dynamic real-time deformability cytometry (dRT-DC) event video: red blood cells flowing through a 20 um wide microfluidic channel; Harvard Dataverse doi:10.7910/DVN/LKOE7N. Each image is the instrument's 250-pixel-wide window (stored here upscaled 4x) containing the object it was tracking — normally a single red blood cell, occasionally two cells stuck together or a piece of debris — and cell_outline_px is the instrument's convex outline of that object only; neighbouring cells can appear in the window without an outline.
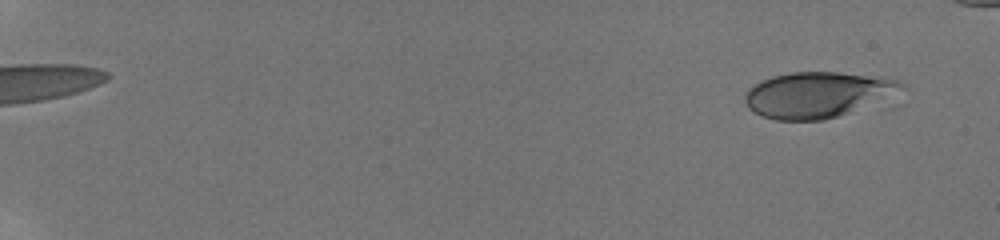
{"species": "human", "species_latin": "Homo sapiens", "temperature_condition": "room temperature", "stored_images_in_passage": 69, "camera_frame_rate_fps": 3000, "um_per_image_px": 0.085, "donor": {"sex": "male"}, "frame": {"image": 1, "passage_image": 8, "time_ms": 1.333, "image_size_px": [1000, 240], "cell_outline_px": [[908, 88], [836, 116], [820, 120], [776, 120], [760, 116], [752, 112], [748, 108], [744, 100], [744, 96], [748, 88], [760, 80], [772, 76], [792, 72], [836, 72], [896, 80], [904, 84]], "centroid_in_image_um": [69.34, 8.04], "position_along_channel_um": 15.7, "area_um2": 40.81}}
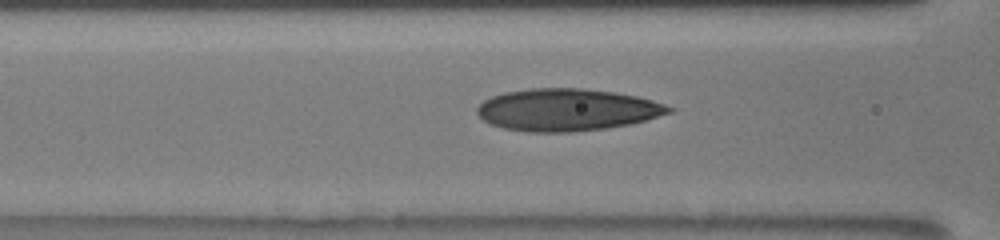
{"frame": {"image": 2, "passage_image": 40, "time_ms": 9.333, "image_size_px": [1000, 240], "cell_outline_px": [[676, 108], [672, 112], [632, 124], [608, 128], [568, 132], [528, 132], [504, 128], [492, 124], [484, 120], [476, 112], [476, 108], [484, 100], [492, 96], [504, 92], [528, 88], [580, 88], [612, 92], [636, 96], [652, 100]], "centroid_in_image_um": [48.2, 9.33], "position_along_channel_um": 118.4, "area_um2": 47.11}}
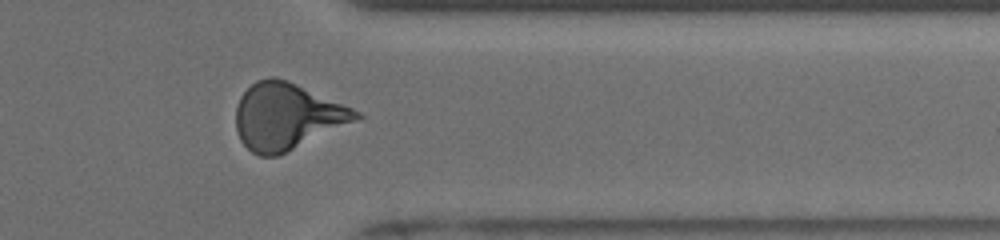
{"frame": {"image": 3, "passage_image": 61, "time_ms": 16.333, "image_size_px": [1000, 240], "cell_outline_px": [[364, 116], [356, 120], [276, 156], [260, 156], [252, 152], [240, 140], [236, 132], [236, 108], [240, 96], [256, 80], [268, 76], [276, 76], [288, 80], [352, 108], [360, 112]], "centroid_in_image_um": [24.33, 9.86], "position_along_channel_um": 387.1, "area_um2": 45.95}, "authors_computed_cell_mechanics": {"area_um2": 42.9454, "velocity_mm_per_s": 3.861, "shape_relaxation_time_tau1_ms": 5.403, "shape_relaxation_time_tau2_ms": 1.5607, "deformation_change_tau1": 0.1884, "deformation_change_tau2": 0.0895}}